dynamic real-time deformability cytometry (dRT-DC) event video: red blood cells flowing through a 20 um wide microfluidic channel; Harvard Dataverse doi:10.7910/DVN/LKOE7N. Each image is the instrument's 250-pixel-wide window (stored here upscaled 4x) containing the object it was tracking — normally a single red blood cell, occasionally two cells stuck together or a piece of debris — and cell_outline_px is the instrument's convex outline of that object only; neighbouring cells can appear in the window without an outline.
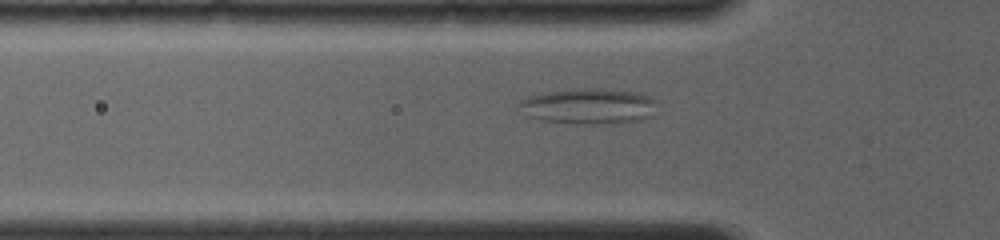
{"species": "common noctule bat (a hibernating species)", "species_latin": "Nyctalus noctula", "temperature_condition": "room temperature", "stored_images_in_passage": 42, "segment_of_instrument_passage": [1, 2], "camera_frame_rate_fps": 4000, "um_per_image_px": 0.085, "animal": {"sex": "female", "body_mass_g": 19.0, "forearm_length_mm": 56.7}, "frame": {"image": 1, "passage_image": 10, "time_ms": 2.75, "image_size_px": [1000, 240], "cell_outline_px": [[656, 100], [652, 116], [640, 120], [616, 124], [576, 124], [540, 120], [528, 116], [516, 104], [520, 100], [528, 96], [548, 92], [576, 88], [600, 88], [636, 92], [648, 96]], "centroid_in_image_um": [50.03, 9.03], "position_along_channel_um": 75.8, "area_um2": 28.96}}
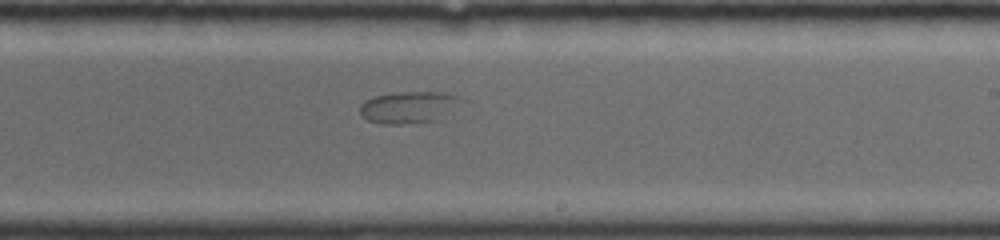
{"frame": {"image": 2, "passage_image": 25, "time_ms": 7.25, "image_size_px": [1000, 240], "cell_outline_px": [[464, 100], [440, 120], [400, 124], [380, 124], [368, 120], [360, 112], [360, 104], [364, 100], [376, 96], [392, 92], [448, 92], [460, 96]], "centroid_in_image_um": [34.77, 9.1], "position_along_channel_um": 254.2, "area_um2": 19.02}}
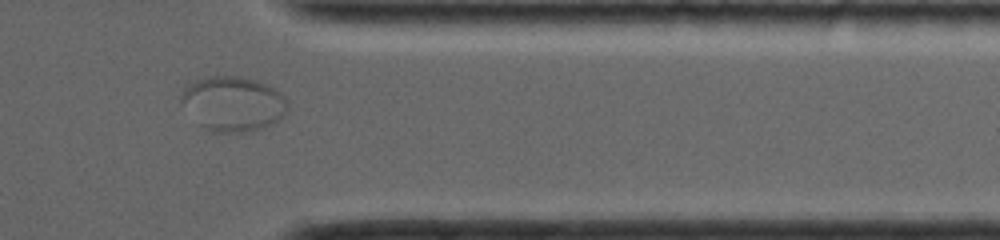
{"frame": {"image": 3, "passage_image": 38, "time_ms": 10.75, "image_size_px": [1000, 240], "cell_outline_px": [[288, 112], [284, 116], [260, 128], [248, 132], [212, 132], [204, 128], [180, 104], [180, 96], [184, 84], [196, 80], [212, 76], [236, 76], [256, 80], [272, 88], [284, 96], [288, 104]], "centroid_in_image_um": [19.76, 8.81], "position_along_channel_um": 391.6, "area_um2": 33.93}}